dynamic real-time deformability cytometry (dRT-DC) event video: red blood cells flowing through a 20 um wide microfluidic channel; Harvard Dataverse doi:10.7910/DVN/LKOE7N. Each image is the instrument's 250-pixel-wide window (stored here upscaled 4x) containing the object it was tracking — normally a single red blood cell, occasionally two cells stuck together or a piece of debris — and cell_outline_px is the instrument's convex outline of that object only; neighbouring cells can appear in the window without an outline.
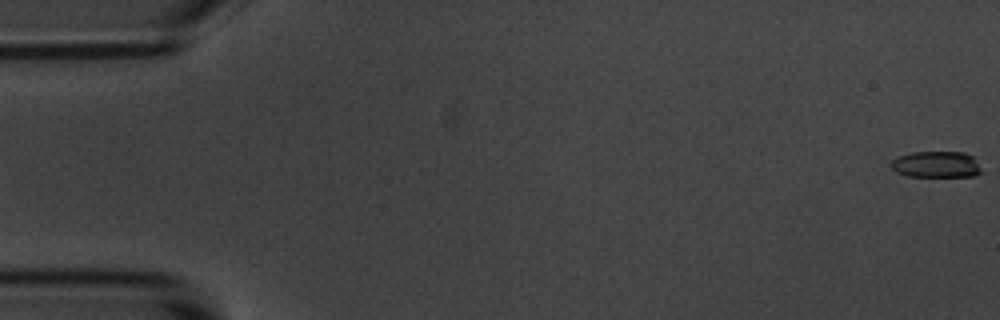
{"species": "common noctule bat (a hibernating species)", "species_latin": "Nyctalus noctula", "temperature_condition": "room temperature", "stored_images_in_passage": 22, "camera_frame_rate_fps": 3000, "um_per_image_px": 0.085, "animal": {"sex": "male", "body_mass_g": 20.1, "forearm_length_mm": 53.5}, "frame": {"image": 1, "passage_image": 1, "time_ms": 0.0, "image_size_px": [1000, 320], "cell_outline_px": [[984, 172], [976, 176], [908, 176], [896, 172], [888, 164], [892, 160], [900, 156], [912, 152], [964, 152], [972, 156]], "centroid_in_image_um": [79.59, 13.98], "position_along_channel_um": 5.4, "area_um2": 13.93}}
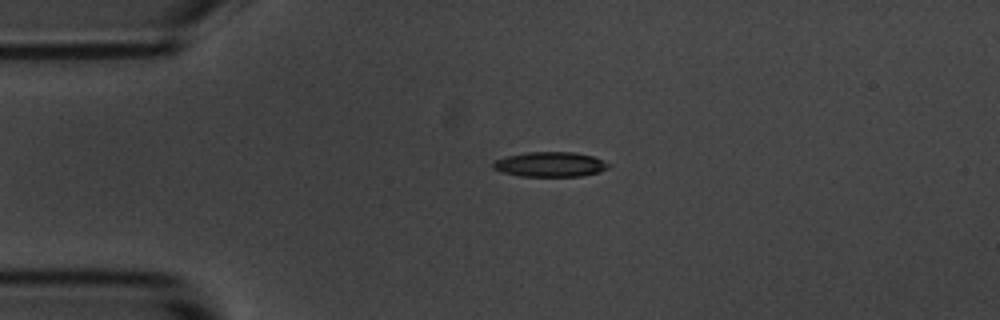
{"frame": {"image": 2, "passage_image": 14, "time_ms": 4.333, "image_size_px": [1000, 320], "cell_outline_px": [[612, 164], [608, 168], [600, 172], [580, 176], [520, 176], [504, 172], [492, 168], [492, 164], [496, 160], [508, 156], [528, 152], [572, 152], [592, 156]], "centroid_in_image_um": [46.8, 13.97], "position_along_channel_um": 38.2, "area_um2": 16.59}}
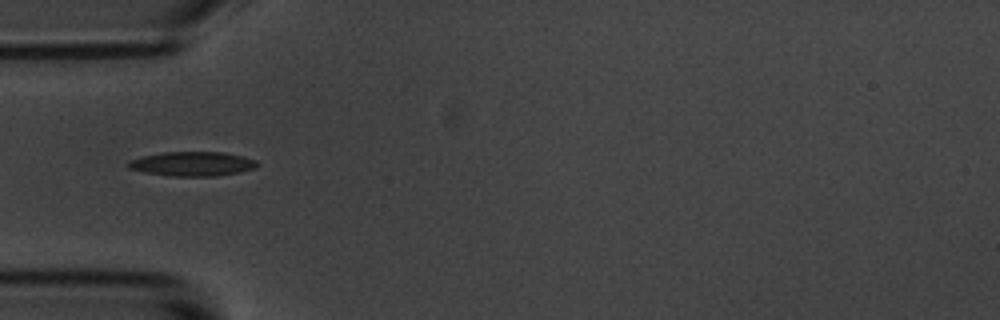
{"frame": {"image": 3, "passage_image": 19, "time_ms": 6.0, "image_size_px": [1000, 320], "cell_outline_px": [[260, 164], [256, 168], [240, 172], [216, 176], [168, 176], [144, 172], [128, 168], [128, 160], [160, 152], [224, 152], [256, 160]], "centroid_in_image_um": [16.35, 13.93], "position_along_channel_um": 68.6, "area_um2": 18.38}}